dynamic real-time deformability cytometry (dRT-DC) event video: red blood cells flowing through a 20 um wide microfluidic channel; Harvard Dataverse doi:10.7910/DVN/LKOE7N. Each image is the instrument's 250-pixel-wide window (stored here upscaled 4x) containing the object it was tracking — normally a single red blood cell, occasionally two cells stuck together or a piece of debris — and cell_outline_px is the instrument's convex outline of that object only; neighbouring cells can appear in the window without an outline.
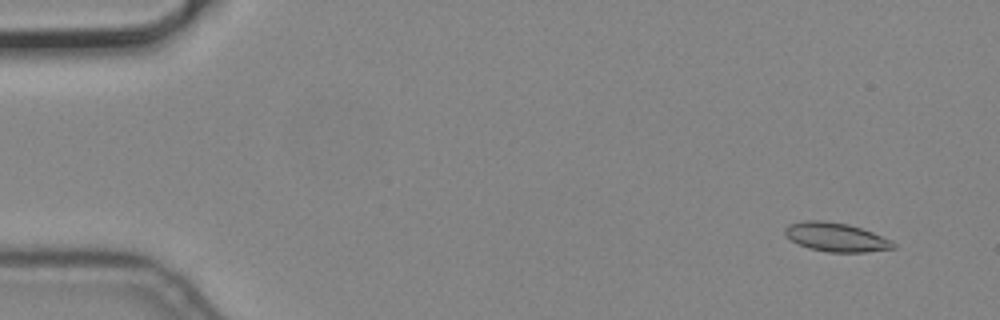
{"species": "common noctule bat (a hibernating species)", "species_latin": "Nyctalus noctula", "temperature_condition": "cold", "stored_images_in_passage": 6, "camera_frame_rate_fps": 3000, "um_per_image_px": 0.085, "animal": {"sex": "male", "body_mass_g": 19.2, "forearm_length_mm": 51.8}, "frame": {"image": 1, "passage_image": 2, "time_ms": 0.333, "image_size_px": [1000, 320], "cell_outline_px": [[896, 248], [868, 252], [828, 252], [808, 248], [784, 236], [784, 228], [788, 224], [804, 220], [820, 220], [848, 224], [872, 232], [892, 240], [896, 244]], "centroid_in_image_um": [71.06, 20.16], "position_along_channel_um": 13.9, "area_um2": 18.32}}
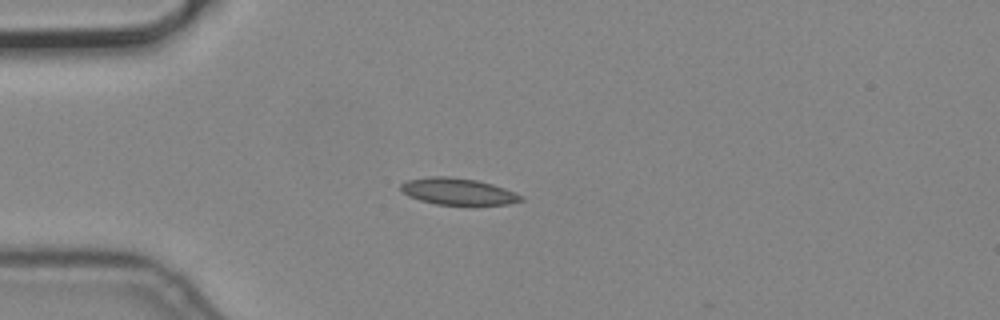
{"frame": {"image": 2, "passage_image": 5, "time_ms": 1.333, "image_size_px": [1000, 320], "cell_outline_px": [[524, 200], [508, 204], [472, 208], [436, 204], [420, 200], [408, 196], [400, 188], [400, 184], [404, 180], [432, 176], [448, 176], [476, 180], [492, 184], [516, 192], [524, 196]], "centroid_in_image_um": [38.98, 16.32], "position_along_channel_um": 46.0, "area_um2": 19.65}}